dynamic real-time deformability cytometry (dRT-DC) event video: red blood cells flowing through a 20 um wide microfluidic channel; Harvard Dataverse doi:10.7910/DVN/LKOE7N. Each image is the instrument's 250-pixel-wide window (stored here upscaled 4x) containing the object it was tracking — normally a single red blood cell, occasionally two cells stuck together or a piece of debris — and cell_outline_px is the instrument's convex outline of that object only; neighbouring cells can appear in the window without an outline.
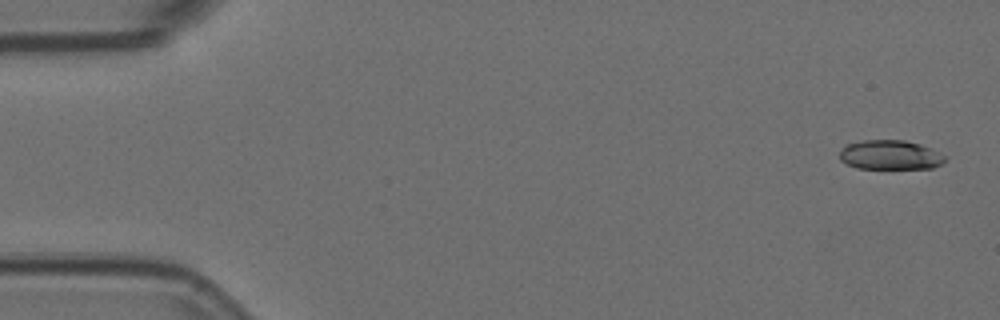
{"species": "Egyptian fruit bat (a non-hibernating species)", "species_latin": "Rousettus aegyptiacus", "temperature_condition": "room temperature", "stored_images_in_passage": 5, "camera_frame_rate_fps": 3000, "um_per_image_px": 0.085, "animal": {"sex": "female"}, "frame": {"image": 1, "passage_image": 1, "time_ms": 0.0, "image_size_px": [1000, 320], "cell_outline_px": [[944, 160], [940, 164], [932, 168], [856, 168], [840, 160], [840, 148], [844, 144], [864, 140], [904, 140], [920, 144], [944, 156]], "centroid_in_image_um": [75.58, 13.16], "position_along_channel_um": 9.4, "area_um2": 17.86}}
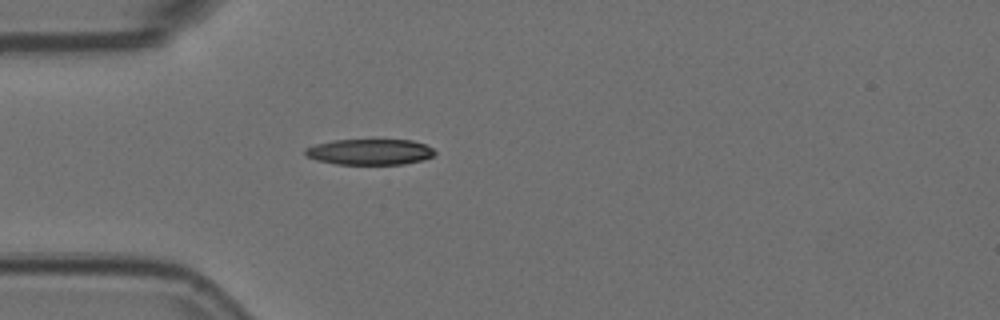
{"frame": {"image": 2, "passage_image": 5, "time_ms": 1.333, "image_size_px": [1000, 320], "cell_outline_px": [[436, 152], [432, 156], [424, 160], [404, 164], [336, 164], [316, 160], [308, 156], [304, 152], [304, 148], [316, 144], [332, 140], [412, 140], [424, 144], [432, 148]], "centroid_in_image_um": [31.43, 12.91], "position_along_channel_um": 53.6, "area_um2": 19.48}}